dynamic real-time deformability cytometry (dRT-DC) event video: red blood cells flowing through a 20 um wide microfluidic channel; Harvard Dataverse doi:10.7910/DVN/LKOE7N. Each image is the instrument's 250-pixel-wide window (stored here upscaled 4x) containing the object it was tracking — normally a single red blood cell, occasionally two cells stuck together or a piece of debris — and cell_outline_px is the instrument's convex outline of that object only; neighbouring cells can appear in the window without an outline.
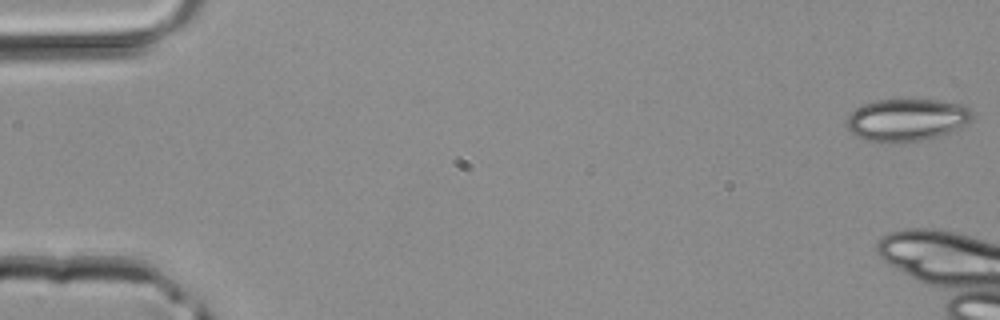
{"species": "common noctule bat (a hibernating species)", "species_latin": "Nyctalus noctula", "temperature_condition": "room temperature", "stored_images_in_passage": 8, "camera_frame_rate_fps": 3000, "um_per_image_px": 0.085, "animal": {"sex": "male", "body_mass_g": 20.4}, "frame": {"image": 1, "passage_image": 1, "time_ms": 0.0, "image_size_px": [1000, 320], "cell_outline_px": [[972, 120], [940, 136], [904, 144], [896, 144], [868, 140], [856, 136], [844, 124], [848, 116], [856, 108], [864, 104], [876, 100], [940, 100], [960, 104], [968, 108], [972, 112]], "centroid_in_image_um": [77.04, 10.21], "position_along_channel_um": 8.0, "area_um2": 31.1}}